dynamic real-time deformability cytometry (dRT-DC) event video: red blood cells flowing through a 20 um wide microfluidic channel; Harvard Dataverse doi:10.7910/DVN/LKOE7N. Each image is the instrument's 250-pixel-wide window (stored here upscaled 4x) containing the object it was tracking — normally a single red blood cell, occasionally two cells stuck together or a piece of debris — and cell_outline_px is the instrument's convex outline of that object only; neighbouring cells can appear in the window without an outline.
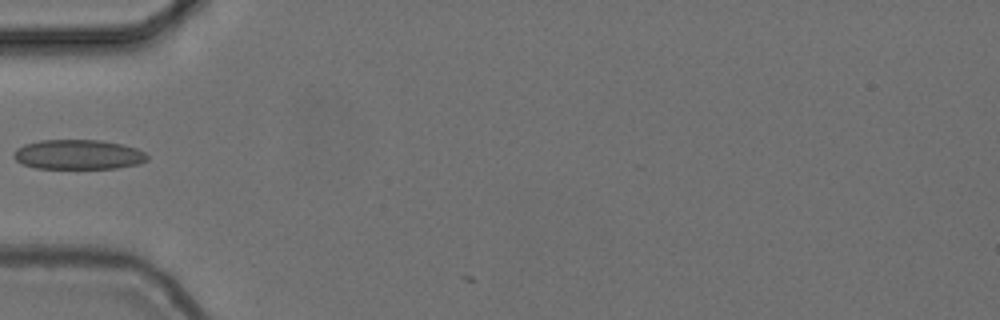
{"species": "common noctule bat (a hibernating species)", "species_latin": "Nyctalus noctula", "temperature_condition": "cold", "stored_images_in_passage": 30, "camera_frame_rate_fps": 3000, "um_per_image_px": 0.085, "animal": {"sex": "female", "body_mass_g": 24.6, "forearm_length_mm": 56.2}, "frame": {"image": 1, "passage_image": 1, "time_ms": 0.0, "image_size_px": [1000, 320], "cell_outline_px": [[148, 160], [140, 164], [116, 168], [36, 168], [24, 164], [16, 160], [12, 156], [16, 148], [24, 144], [40, 140], [100, 140], [120, 144], [136, 148], [144, 152], [148, 156]], "centroid_in_image_um": [6.65, 13.13], "position_along_channel_um": 78.3, "area_um2": 23.12}}
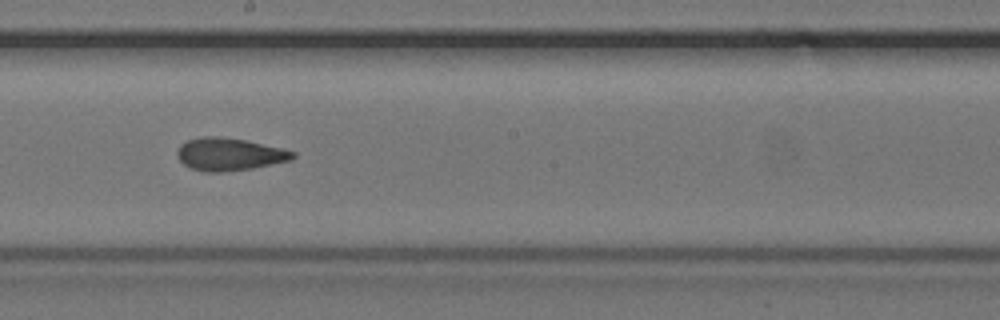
{"frame": {"image": 2, "passage_image": 13, "time_ms": 4.0, "image_size_px": [1000, 320], "cell_outline_px": [[296, 156], [292, 160], [252, 168], [220, 172], [204, 172], [192, 168], [184, 164], [176, 156], [176, 152], [180, 144], [188, 140], [204, 136], [220, 136], [244, 140], [284, 148], [296, 152]], "centroid_in_image_um": [19.5, 13.1], "position_along_channel_um": 228.7, "area_um2": 22.02}}
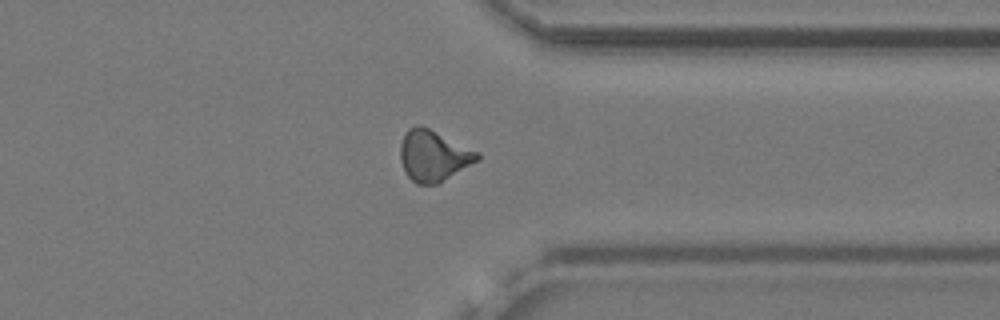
{"frame": {"image": 3, "passage_image": 25, "time_ms": 8.0, "image_size_px": [1000, 320], "cell_outline_px": [[480, 160], [436, 184], [416, 184], [404, 172], [400, 160], [400, 144], [408, 128], [416, 124], [420, 124], [480, 152]], "centroid_in_image_um": [36.84, 13.23], "position_along_channel_um": 374.6, "area_um2": 22.95}}